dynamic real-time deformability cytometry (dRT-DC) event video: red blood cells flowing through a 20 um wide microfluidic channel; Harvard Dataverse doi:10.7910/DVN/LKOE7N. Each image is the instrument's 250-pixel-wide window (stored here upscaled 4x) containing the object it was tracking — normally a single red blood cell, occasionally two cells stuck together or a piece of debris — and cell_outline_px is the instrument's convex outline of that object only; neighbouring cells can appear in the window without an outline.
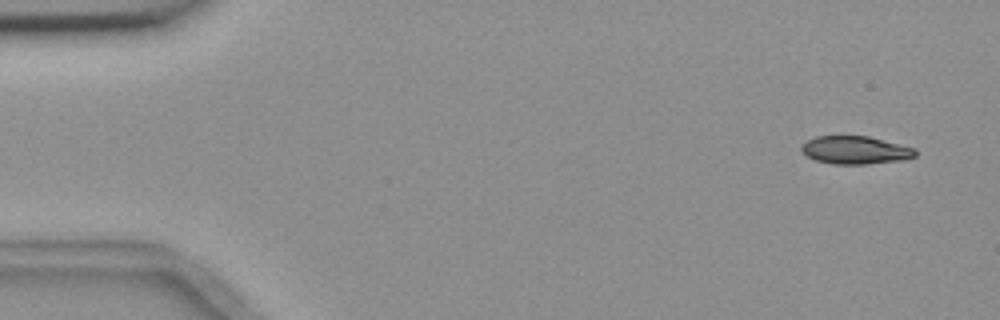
{"species": "common noctule bat (a hibernating species)", "species_latin": "Nyctalus noctula", "temperature_condition": "room temperature", "stored_images_in_passage": 4, "camera_frame_rate_fps": 3000, "um_per_image_px": 0.085, "animal": {"sex": "female", "body_mass_g": 18.4}, "frame": {"image": 1, "passage_image": 1, "time_ms": 0.0, "image_size_px": [1000, 320], "cell_outline_px": [[916, 156], [904, 160], [868, 164], [832, 164], [816, 160], [800, 152], [800, 148], [808, 140], [816, 136], [868, 136], [912, 148], [916, 152]], "centroid_in_image_um": [72.67, 12.77], "position_along_channel_um": 12.3, "area_um2": 18.38}}
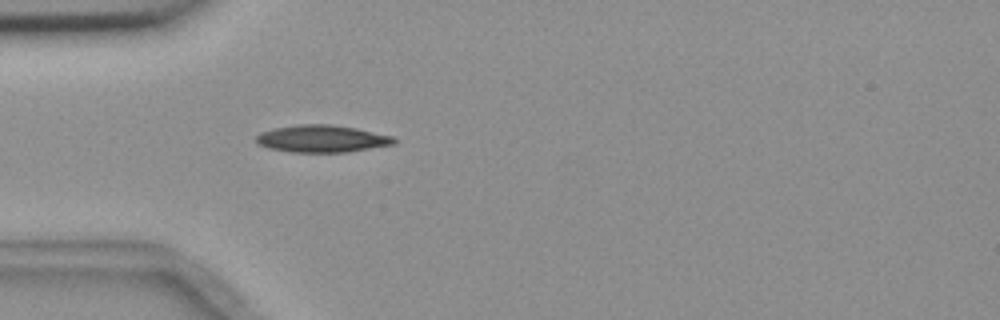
{"frame": {"image": 2, "passage_image": 4, "time_ms": 4.333, "image_size_px": [1000, 320], "cell_outline_px": [[396, 144], [348, 152], [292, 152], [268, 148], [256, 144], [256, 136], [260, 132], [276, 128], [300, 124], [332, 124], [356, 128], [392, 136], [396, 140]], "centroid_in_image_um": [27.36, 11.79], "position_along_channel_um": 57.6, "area_um2": 21.91}}